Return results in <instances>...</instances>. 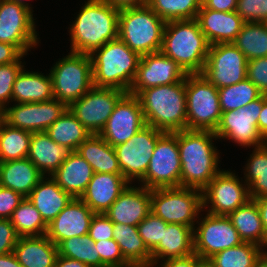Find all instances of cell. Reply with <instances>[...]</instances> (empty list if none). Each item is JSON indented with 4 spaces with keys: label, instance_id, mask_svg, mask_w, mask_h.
Returning <instances> with one entry per match:
<instances>
[{
    "label": "cell",
    "instance_id": "cell-1",
    "mask_svg": "<svg viewBox=\"0 0 267 267\" xmlns=\"http://www.w3.org/2000/svg\"><path fill=\"white\" fill-rule=\"evenodd\" d=\"M218 137L209 130H182L177 132L181 160L180 186L203 190L221 171L220 153L213 140Z\"/></svg>",
    "mask_w": 267,
    "mask_h": 267
},
{
    "label": "cell",
    "instance_id": "cell-2",
    "mask_svg": "<svg viewBox=\"0 0 267 267\" xmlns=\"http://www.w3.org/2000/svg\"><path fill=\"white\" fill-rule=\"evenodd\" d=\"M119 11L103 0H87L70 26V52L91 54L118 38Z\"/></svg>",
    "mask_w": 267,
    "mask_h": 267
},
{
    "label": "cell",
    "instance_id": "cell-3",
    "mask_svg": "<svg viewBox=\"0 0 267 267\" xmlns=\"http://www.w3.org/2000/svg\"><path fill=\"white\" fill-rule=\"evenodd\" d=\"M185 87L186 78L174 84L140 91L136 96L146 125L168 133L187 129Z\"/></svg>",
    "mask_w": 267,
    "mask_h": 267
},
{
    "label": "cell",
    "instance_id": "cell-4",
    "mask_svg": "<svg viewBox=\"0 0 267 267\" xmlns=\"http://www.w3.org/2000/svg\"><path fill=\"white\" fill-rule=\"evenodd\" d=\"M210 44L196 19L165 23L161 52L177 62L186 74H201Z\"/></svg>",
    "mask_w": 267,
    "mask_h": 267
},
{
    "label": "cell",
    "instance_id": "cell-5",
    "mask_svg": "<svg viewBox=\"0 0 267 267\" xmlns=\"http://www.w3.org/2000/svg\"><path fill=\"white\" fill-rule=\"evenodd\" d=\"M90 57L95 87L129 92L141 59L138 53L132 51L118 37L95 49Z\"/></svg>",
    "mask_w": 267,
    "mask_h": 267
},
{
    "label": "cell",
    "instance_id": "cell-6",
    "mask_svg": "<svg viewBox=\"0 0 267 267\" xmlns=\"http://www.w3.org/2000/svg\"><path fill=\"white\" fill-rule=\"evenodd\" d=\"M165 23L148 5L122 8L118 37L140 56L159 52Z\"/></svg>",
    "mask_w": 267,
    "mask_h": 267
},
{
    "label": "cell",
    "instance_id": "cell-7",
    "mask_svg": "<svg viewBox=\"0 0 267 267\" xmlns=\"http://www.w3.org/2000/svg\"><path fill=\"white\" fill-rule=\"evenodd\" d=\"M50 76L54 98L69 106L94 86L91 57L70 52L53 65Z\"/></svg>",
    "mask_w": 267,
    "mask_h": 267
},
{
    "label": "cell",
    "instance_id": "cell-8",
    "mask_svg": "<svg viewBox=\"0 0 267 267\" xmlns=\"http://www.w3.org/2000/svg\"><path fill=\"white\" fill-rule=\"evenodd\" d=\"M202 191L187 187L151 189V212L166 223L189 226L203 212Z\"/></svg>",
    "mask_w": 267,
    "mask_h": 267
},
{
    "label": "cell",
    "instance_id": "cell-9",
    "mask_svg": "<svg viewBox=\"0 0 267 267\" xmlns=\"http://www.w3.org/2000/svg\"><path fill=\"white\" fill-rule=\"evenodd\" d=\"M187 129L215 132L221 120L219 92L202 74L186 75Z\"/></svg>",
    "mask_w": 267,
    "mask_h": 267
},
{
    "label": "cell",
    "instance_id": "cell-10",
    "mask_svg": "<svg viewBox=\"0 0 267 267\" xmlns=\"http://www.w3.org/2000/svg\"><path fill=\"white\" fill-rule=\"evenodd\" d=\"M180 172L177 132H164L158 138L145 176L138 184L150 190L180 187Z\"/></svg>",
    "mask_w": 267,
    "mask_h": 267
},
{
    "label": "cell",
    "instance_id": "cell-11",
    "mask_svg": "<svg viewBox=\"0 0 267 267\" xmlns=\"http://www.w3.org/2000/svg\"><path fill=\"white\" fill-rule=\"evenodd\" d=\"M262 107L263 95L238 110L222 112L215 135L218 139H231L242 147L265 144L266 139L260 134L257 124Z\"/></svg>",
    "mask_w": 267,
    "mask_h": 267
},
{
    "label": "cell",
    "instance_id": "cell-12",
    "mask_svg": "<svg viewBox=\"0 0 267 267\" xmlns=\"http://www.w3.org/2000/svg\"><path fill=\"white\" fill-rule=\"evenodd\" d=\"M243 181L231 170L222 169L202 190L203 211L206 208L209 214L227 216L246 204L251 198Z\"/></svg>",
    "mask_w": 267,
    "mask_h": 267
},
{
    "label": "cell",
    "instance_id": "cell-13",
    "mask_svg": "<svg viewBox=\"0 0 267 267\" xmlns=\"http://www.w3.org/2000/svg\"><path fill=\"white\" fill-rule=\"evenodd\" d=\"M163 133L146 125L127 142L114 147L119 168L129 183L140 181L145 176L157 140Z\"/></svg>",
    "mask_w": 267,
    "mask_h": 267
},
{
    "label": "cell",
    "instance_id": "cell-14",
    "mask_svg": "<svg viewBox=\"0 0 267 267\" xmlns=\"http://www.w3.org/2000/svg\"><path fill=\"white\" fill-rule=\"evenodd\" d=\"M201 74L218 89L231 86L247 78V59L233 43L210 45Z\"/></svg>",
    "mask_w": 267,
    "mask_h": 267
},
{
    "label": "cell",
    "instance_id": "cell-15",
    "mask_svg": "<svg viewBox=\"0 0 267 267\" xmlns=\"http://www.w3.org/2000/svg\"><path fill=\"white\" fill-rule=\"evenodd\" d=\"M196 224L199 225L193 229L194 254L205 261L216 253L243 242L225 215L207 213L204 218H198Z\"/></svg>",
    "mask_w": 267,
    "mask_h": 267
},
{
    "label": "cell",
    "instance_id": "cell-16",
    "mask_svg": "<svg viewBox=\"0 0 267 267\" xmlns=\"http://www.w3.org/2000/svg\"><path fill=\"white\" fill-rule=\"evenodd\" d=\"M33 10L0 0V42L15 45L24 55L39 44Z\"/></svg>",
    "mask_w": 267,
    "mask_h": 267
},
{
    "label": "cell",
    "instance_id": "cell-17",
    "mask_svg": "<svg viewBox=\"0 0 267 267\" xmlns=\"http://www.w3.org/2000/svg\"><path fill=\"white\" fill-rule=\"evenodd\" d=\"M125 93L116 88L93 86L85 95L73 101L68 108L91 134H99L115 105Z\"/></svg>",
    "mask_w": 267,
    "mask_h": 267
},
{
    "label": "cell",
    "instance_id": "cell-18",
    "mask_svg": "<svg viewBox=\"0 0 267 267\" xmlns=\"http://www.w3.org/2000/svg\"><path fill=\"white\" fill-rule=\"evenodd\" d=\"M146 122L140 101L136 95L125 93L115 105V108L99 135L112 147L127 142L140 131Z\"/></svg>",
    "mask_w": 267,
    "mask_h": 267
},
{
    "label": "cell",
    "instance_id": "cell-19",
    "mask_svg": "<svg viewBox=\"0 0 267 267\" xmlns=\"http://www.w3.org/2000/svg\"><path fill=\"white\" fill-rule=\"evenodd\" d=\"M68 108L58 99L37 103H14L4 109L3 120L12 127L30 132H46Z\"/></svg>",
    "mask_w": 267,
    "mask_h": 267
},
{
    "label": "cell",
    "instance_id": "cell-20",
    "mask_svg": "<svg viewBox=\"0 0 267 267\" xmlns=\"http://www.w3.org/2000/svg\"><path fill=\"white\" fill-rule=\"evenodd\" d=\"M186 73L177 62L161 51L141 56L136 76L129 89L130 94L162 85H170L186 78Z\"/></svg>",
    "mask_w": 267,
    "mask_h": 267
},
{
    "label": "cell",
    "instance_id": "cell-21",
    "mask_svg": "<svg viewBox=\"0 0 267 267\" xmlns=\"http://www.w3.org/2000/svg\"><path fill=\"white\" fill-rule=\"evenodd\" d=\"M94 214L80 198H73L48 224L46 235L56 246L65 239L87 235Z\"/></svg>",
    "mask_w": 267,
    "mask_h": 267
},
{
    "label": "cell",
    "instance_id": "cell-22",
    "mask_svg": "<svg viewBox=\"0 0 267 267\" xmlns=\"http://www.w3.org/2000/svg\"><path fill=\"white\" fill-rule=\"evenodd\" d=\"M151 190L131 183L104 213L113 223L137 226L150 212Z\"/></svg>",
    "mask_w": 267,
    "mask_h": 267
},
{
    "label": "cell",
    "instance_id": "cell-23",
    "mask_svg": "<svg viewBox=\"0 0 267 267\" xmlns=\"http://www.w3.org/2000/svg\"><path fill=\"white\" fill-rule=\"evenodd\" d=\"M196 20L210 45L232 43L245 23L236 11H214L203 4Z\"/></svg>",
    "mask_w": 267,
    "mask_h": 267
},
{
    "label": "cell",
    "instance_id": "cell-24",
    "mask_svg": "<svg viewBox=\"0 0 267 267\" xmlns=\"http://www.w3.org/2000/svg\"><path fill=\"white\" fill-rule=\"evenodd\" d=\"M130 183L122 174L94 173L80 199L94 213H105Z\"/></svg>",
    "mask_w": 267,
    "mask_h": 267
},
{
    "label": "cell",
    "instance_id": "cell-25",
    "mask_svg": "<svg viewBox=\"0 0 267 267\" xmlns=\"http://www.w3.org/2000/svg\"><path fill=\"white\" fill-rule=\"evenodd\" d=\"M71 152L67 146L57 144L46 132H32L27 158L44 176H51Z\"/></svg>",
    "mask_w": 267,
    "mask_h": 267
},
{
    "label": "cell",
    "instance_id": "cell-26",
    "mask_svg": "<svg viewBox=\"0 0 267 267\" xmlns=\"http://www.w3.org/2000/svg\"><path fill=\"white\" fill-rule=\"evenodd\" d=\"M93 174L91 165L77 151H72L51 177L63 191L80 198Z\"/></svg>",
    "mask_w": 267,
    "mask_h": 267
},
{
    "label": "cell",
    "instance_id": "cell-27",
    "mask_svg": "<svg viewBox=\"0 0 267 267\" xmlns=\"http://www.w3.org/2000/svg\"><path fill=\"white\" fill-rule=\"evenodd\" d=\"M194 254L193 228L182 224L168 223L163 239L151 251L152 264ZM164 259V260H163Z\"/></svg>",
    "mask_w": 267,
    "mask_h": 267
},
{
    "label": "cell",
    "instance_id": "cell-28",
    "mask_svg": "<svg viewBox=\"0 0 267 267\" xmlns=\"http://www.w3.org/2000/svg\"><path fill=\"white\" fill-rule=\"evenodd\" d=\"M29 200L40 212L42 219L48 225L69 204L73 197L63 191L56 181L44 176L32 189Z\"/></svg>",
    "mask_w": 267,
    "mask_h": 267
},
{
    "label": "cell",
    "instance_id": "cell-29",
    "mask_svg": "<svg viewBox=\"0 0 267 267\" xmlns=\"http://www.w3.org/2000/svg\"><path fill=\"white\" fill-rule=\"evenodd\" d=\"M14 254L23 267H55L58 246L46 234L19 237Z\"/></svg>",
    "mask_w": 267,
    "mask_h": 267
},
{
    "label": "cell",
    "instance_id": "cell-30",
    "mask_svg": "<svg viewBox=\"0 0 267 267\" xmlns=\"http://www.w3.org/2000/svg\"><path fill=\"white\" fill-rule=\"evenodd\" d=\"M44 175L28 159L0 162V185L28 197Z\"/></svg>",
    "mask_w": 267,
    "mask_h": 267
},
{
    "label": "cell",
    "instance_id": "cell-31",
    "mask_svg": "<svg viewBox=\"0 0 267 267\" xmlns=\"http://www.w3.org/2000/svg\"><path fill=\"white\" fill-rule=\"evenodd\" d=\"M54 98L53 85L50 73L26 71L25 67L18 74L12 93V101L15 103H37L52 100Z\"/></svg>",
    "mask_w": 267,
    "mask_h": 267
},
{
    "label": "cell",
    "instance_id": "cell-32",
    "mask_svg": "<svg viewBox=\"0 0 267 267\" xmlns=\"http://www.w3.org/2000/svg\"><path fill=\"white\" fill-rule=\"evenodd\" d=\"M113 239L132 267H152L151 251L139 235L137 226L113 223Z\"/></svg>",
    "mask_w": 267,
    "mask_h": 267
},
{
    "label": "cell",
    "instance_id": "cell-33",
    "mask_svg": "<svg viewBox=\"0 0 267 267\" xmlns=\"http://www.w3.org/2000/svg\"><path fill=\"white\" fill-rule=\"evenodd\" d=\"M76 151L91 165L94 173L122 174L114 147L99 134H91Z\"/></svg>",
    "mask_w": 267,
    "mask_h": 267
},
{
    "label": "cell",
    "instance_id": "cell-34",
    "mask_svg": "<svg viewBox=\"0 0 267 267\" xmlns=\"http://www.w3.org/2000/svg\"><path fill=\"white\" fill-rule=\"evenodd\" d=\"M243 242L267 248V238L256 202L250 199L227 215Z\"/></svg>",
    "mask_w": 267,
    "mask_h": 267
},
{
    "label": "cell",
    "instance_id": "cell-35",
    "mask_svg": "<svg viewBox=\"0 0 267 267\" xmlns=\"http://www.w3.org/2000/svg\"><path fill=\"white\" fill-rule=\"evenodd\" d=\"M46 133L59 145L76 151L91 133L69 110L66 111L46 130Z\"/></svg>",
    "mask_w": 267,
    "mask_h": 267
},
{
    "label": "cell",
    "instance_id": "cell-36",
    "mask_svg": "<svg viewBox=\"0 0 267 267\" xmlns=\"http://www.w3.org/2000/svg\"><path fill=\"white\" fill-rule=\"evenodd\" d=\"M247 61L267 56V23L246 22L232 42Z\"/></svg>",
    "mask_w": 267,
    "mask_h": 267
},
{
    "label": "cell",
    "instance_id": "cell-37",
    "mask_svg": "<svg viewBox=\"0 0 267 267\" xmlns=\"http://www.w3.org/2000/svg\"><path fill=\"white\" fill-rule=\"evenodd\" d=\"M244 167L245 183L251 199L267 196V144L254 147Z\"/></svg>",
    "mask_w": 267,
    "mask_h": 267
},
{
    "label": "cell",
    "instance_id": "cell-38",
    "mask_svg": "<svg viewBox=\"0 0 267 267\" xmlns=\"http://www.w3.org/2000/svg\"><path fill=\"white\" fill-rule=\"evenodd\" d=\"M32 132L0 124V162L25 159L29 153Z\"/></svg>",
    "mask_w": 267,
    "mask_h": 267
},
{
    "label": "cell",
    "instance_id": "cell-39",
    "mask_svg": "<svg viewBox=\"0 0 267 267\" xmlns=\"http://www.w3.org/2000/svg\"><path fill=\"white\" fill-rule=\"evenodd\" d=\"M264 248L251 243L241 244L222 250L207 260L211 267H253Z\"/></svg>",
    "mask_w": 267,
    "mask_h": 267
},
{
    "label": "cell",
    "instance_id": "cell-40",
    "mask_svg": "<svg viewBox=\"0 0 267 267\" xmlns=\"http://www.w3.org/2000/svg\"><path fill=\"white\" fill-rule=\"evenodd\" d=\"M10 220L19 237L42 236L48 230V225L28 197L21 201Z\"/></svg>",
    "mask_w": 267,
    "mask_h": 267
},
{
    "label": "cell",
    "instance_id": "cell-41",
    "mask_svg": "<svg viewBox=\"0 0 267 267\" xmlns=\"http://www.w3.org/2000/svg\"><path fill=\"white\" fill-rule=\"evenodd\" d=\"M165 22L196 19L201 0H149L147 4Z\"/></svg>",
    "mask_w": 267,
    "mask_h": 267
},
{
    "label": "cell",
    "instance_id": "cell-42",
    "mask_svg": "<svg viewBox=\"0 0 267 267\" xmlns=\"http://www.w3.org/2000/svg\"><path fill=\"white\" fill-rule=\"evenodd\" d=\"M58 255L78 260L89 267H100L95 241L88 234L63 240L58 245Z\"/></svg>",
    "mask_w": 267,
    "mask_h": 267
},
{
    "label": "cell",
    "instance_id": "cell-43",
    "mask_svg": "<svg viewBox=\"0 0 267 267\" xmlns=\"http://www.w3.org/2000/svg\"><path fill=\"white\" fill-rule=\"evenodd\" d=\"M218 92L222 112L238 110L262 95L247 78L231 86L219 88Z\"/></svg>",
    "mask_w": 267,
    "mask_h": 267
},
{
    "label": "cell",
    "instance_id": "cell-44",
    "mask_svg": "<svg viewBox=\"0 0 267 267\" xmlns=\"http://www.w3.org/2000/svg\"><path fill=\"white\" fill-rule=\"evenodd\" d=\"M24 56L23 54L16 62L0 65V107L3 110L12 102L13 85L24 68L21 61Z\"/></svg>",
    "mask_w": 267,
    "mask_h": 267
},
{
    "label": "cell",
    "instance_id": "cell-45",
    "mask_svg": "<svg viewBox=\"0 0 267 267\" xmlns=\"http://www.w3.org/2000/svg\"><path fill=\"white\" fill-rule=\"evenodd\" d=\"M166 223L160 217L150 212L138 225L139 235L142 237L147 248L152 251L163 239Z\"/></svg>",
    "mask_w": 267,
    "mask_h": 267
},
{
    "label": "cell",
    "instance_id": "cell-46",
    "mask_svg": "<svg viewBox=\"0 0 267 267\" xmlns=\"http://www.w3.org/2000/svg\"><path fill=\"white\" fill-rule=\"evenodd\" d=\"M100 255V267H132L123 257L119 245L112 238L95 242Z\"/></svg>",
    "mask_w": 267,
    "mask_h": 267
},
{
    "label": "cell",
    "instance_id": "cell-47",
    "mask_svg": "<svg viewBox=\"0 0 267 267\" xmlns=\"http://www.w3.org/2000/svg\"><path fill=\"white\" fill-rule=\"evenodd\" d=\"M236 12L245 23H267V0H238Z\"/></svg>",
    "mask_w": 267,
    "mask_h": 267
},
{
    "label": "cell",
    "instance_id": "cell-48",
    "mask_svg": "<svg viewBox=\"0 0 267 267\" xmlns=\"http://www.w3.org/2000/svg\"><path fill=\"white\" fill-rule=\"evenodd\" d=\"M247 79L267 95V56L247 61Z\"/></svg>",
    "mask_w": 267,
    "mask_h": 267
},
{
    "label": "cell",
    "instance_id": "cell-49",
    "mask_svg": "<svg viewBox=\"0 0 267 267\" xmlns=\"http://www.w3.org/2000/svg\"><path fill=\"white\" fill-rule=\"evenodd\" d=\"M88 235L95 241L109 240L113 238V222L103 213H95Z\"/></svg>",
    "mask_w": 267,
    "mask_h": 267
},
{
    "label": "cell",
    "instance_id": "cell-50",
    "mask_svg": "<svg viewBox=\"0 0 267 267\" xmlns=\"http://www.w3.org/2000/svg\"><path fill=\"white\" fill-rule=\"evenodd\" d=\"M21 194L0 185V218L10 219L14 210L24 199Z\"/></svg>",
    "mask_w": 267,
    "mask_h": 267
},
{
    "label": "cell",
    "instance_id": "cell-51",
    "mask_svg": "<svg viewBox=\"0 0 267 267\" xmlns=\"http://www.w3.org/2000/svg\"><path fill=\"white\" fill-rule=\"evenodd\" d=\"M19 239L10 219L0 218V255L14 252V247Z\"/></svg>",
    "mask_w": 267,
    "mask_h": 267
},
{
    "label": "cell",
    "instance_id": "cell-52",
    "mask_svg": "<svg viewBox=\"0 0 267 267\" xmlns=\"http://www.w3.org/2000/svg\"><path fill=\"white\" fill-rule=\"evenodd\" d=\"M161 263V264H159ZM207 261L200 258L197 254L188 255L180 258L168 259L152 264V267H203Z\"/></svg>",
    "mask_w": 267,
    "mask_h": 267
},
{
    "label": "cell",
    "instance_id": "cell-53",
    "mask_svg": "<svg viewBox=\"0 0 267 267\" xmlns=\"http://www.w3.org/2000/svg\"><path fill=\"white\" fill-rule=\"evenodd\" d=\"M22 55L15 45L0 42V65L16 62Z\"/></svg>",
    "mask_w": 267,
    "mask_h": 267
},
{
    "label": "cell",
    "instance_id": "cell-54",
    "mask_svg": "<svg viewBox=\"0 0 267 267\" xmlns=\"http://www.w3.org/2000/svg\"><path fill=\"white\" fill-rule=\"evenodd\" d=\"M238 0H203L202 4L211 10L222 12L236 11Z\"/></svg>",
    "mask_w": 267,
    "mask_h": 267
},
{
    "label": "cell",
    "instance_id": "cell-55",
    "mask_svg": "<svg viewBox=\"0 0 267 267\" xmlns=\"http://www.w3.org/2000/svg\"><path fill=\"white\" fill-rule=\"evenodd\" d=\"M258 130L267 139V95H263V107L258 118Z\"/></svg>",
    "mask_w": 267,
    "mask_h": 267
},
{
    "label": "cell",
    "instance_id": "cell-56",
    "mask_svg": "<svg viewBox=\"0 0 267 267\" xmlns=\"http://www.w3.org/2000/svg\"><path fill=\"white\" fill-rule=\"evenodd\" d=\"M118 9L127 7H139L148 4L149 0H103Z\"/></svg>",
    "mask_w": 267,
    "mask_h": 267
},
{
    "label": "cell",
    "instance_id": "cell-57",
    "mask_svg": "<svg viewBox=\"0 0 267 267\" xmlns=\"http://www.w3.org/2000/svg\"><path fill=\"white\" fill-rule=\"evenodd\" d=\"M253 200L256 202V204L258 206L261 220H262V224H263V228H264L266 238H267V196L253 199Z\"/></svg>",
    "mask_w": 267,
    "mask_h": 267
},
{
    "label": "cell",
    "instance_id": "cell-58",
    "mask_svg": "<svg viewBox=\"0 0 267 267\" xmlns=\"http://www.w3.org/2000/svg\"><path fill=\"white\" fill-rule=\"evenodd\" d=\"M55 267H89L83 262L57 255Z\"/></svg>",
    "mask_w": 267,
    "mask_h": 267
},
{
    "label": "cell",
    "instance_id": "cell-59",
    "mask_svg": "<svg viewBox=\"0 0 267 267\" xmlns=\"http://www.w3.org/2000/svg\"><path fill=\"white\" fill-rule=\"evenodd\" d=\"M0 267H23L14 252L0 255Z\"/></svg>",
    "mask_w": 267,
    "mask_h": 267
},
{
    "label": "cell",
    "instance_id": "cell-60",
    "mask_svg": "<svg viewBox=\"0 0 267 267\" xmlns=\"http://www.w3.org/2000/svg\"><path fill=\"white\" fill-rule=\"evenodd\" d=\"M253 267H267V251H264L255 261Z\"/></svg>",
    "mask_w": 267,
    "mask_h": 267
},
{
    "label": "cell",
    "instance_id": "cell-61",
    "mask_svg": "<svg viewBox=\"0 0 267 267\" xmlns=\"http://www.w3.org/2000/svg\"><path fill=\"white\" fill-rule=\"evenodd\" d=\"M9 1H11V2H16V3H18V4L24 5L25 7H27V8H29V9L32 10V7H30L31 4L25 2L24 0H9Z\"/></svg>",
    "mask_w": 267,
    "mask_h": 267
},
{
    "label": "cell",
    "instance_id": "cell-62",
    "mask_svg": "<svg viewBox=\"0 0 267 267\" xmlns=\"http://www.w3.org/2000/svg\"><path fill=\"white\" fill-rule=\"evenodd\" d=\"M4 110L0 107V124L3 121Z\"/></svg>",
    "mask_w": 267,
    "mask_h": 267
},
{
    "label": "cell",
    "instance_id": "cell-63",
    "mask_svg": "<svg viewBox=\"0 0 267 267\" xmlns=\"http://www.w3.org/2000/svg\"><path fill=\"white\" fill-rule=\"evenodd\" d=\"M203 267H211V266H210L209 264L206 263Z\"/></svg>",
    "mask_w": 267,
    "mask_h": 267
}]
</instances>
